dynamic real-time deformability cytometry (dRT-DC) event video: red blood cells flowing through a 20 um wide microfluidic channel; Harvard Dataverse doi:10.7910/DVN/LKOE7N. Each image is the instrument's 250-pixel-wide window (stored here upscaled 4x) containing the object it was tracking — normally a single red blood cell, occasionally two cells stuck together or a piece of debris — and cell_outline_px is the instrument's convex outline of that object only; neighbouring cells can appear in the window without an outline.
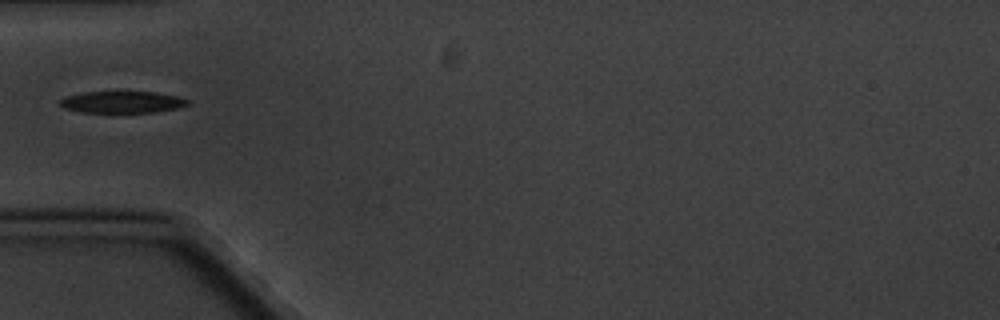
{"species": "common noctule bat (a hibernating species)", "species_latin": "Nyctalus noctula", "temperature_condition": "cold", "stored_images_in_passage": 6, "camera_frame_rate_fps": 3000, "um_per_image_px": 0.085, "animal": {"sex": "male", "body_mass_g": 20.1, "forearm_length_mm": 53.5}, "frame": {"image": 1, "passage_image": 2, "time_ms": 1.0, "image_size_px": [1000, 320], "cell_outline_px": [[188, 104], [176, 108], [156, 112], [80, 112], [64, 108], [60, 104], [60, 100], [64, 96], [84, 92], [156, 92], [176, 96], [188, 100]], "centroid_in_image_um": [10.34, 8.67], "position_along_channel_um": 74.7, "area_um2": 16.01}}